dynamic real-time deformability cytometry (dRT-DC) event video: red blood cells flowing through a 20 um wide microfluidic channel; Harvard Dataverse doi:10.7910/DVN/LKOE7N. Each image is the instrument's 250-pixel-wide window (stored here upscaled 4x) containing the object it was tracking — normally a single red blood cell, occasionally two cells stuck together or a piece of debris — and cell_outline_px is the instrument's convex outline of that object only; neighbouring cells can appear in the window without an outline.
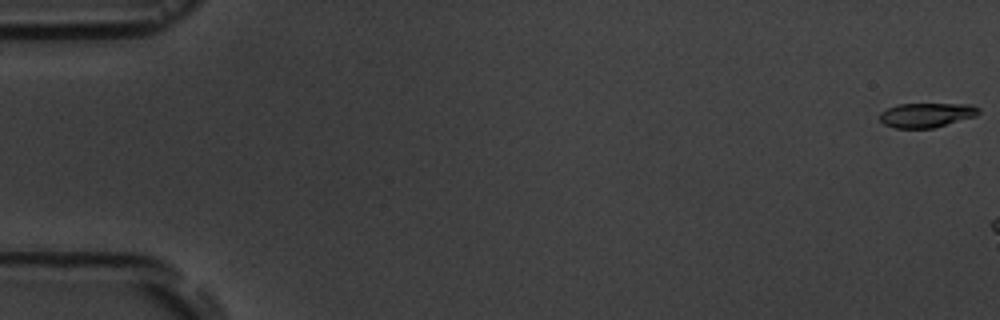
{"species": "common noctule bat (a hibernating species)", "species_latin": "Nyctalus noctula", "temperature_condition": "room temperature", "stored_images_in_passage": 3, "camera_frame_rate_fps": 3000, "um_per_image_px": 0.085, "animal": {"sex": "male", "body_mass_g": 19.5, "forearm_length_mm": 54.6}, "frame": {"image": 1, "passage_image": 1, "time_ms": 0.0, "image_size_px": [1000, 320], "cell_outline_px": [[980, 112], [976, 116], [932, 128], [896, 128], [884, 124], [880, 120], [880, 112], [896, 104], [972, 104], [980, 108]], "centroid_in_image_um": [78.76, 9.77], "position_along_channel_um": 6.2, "area_um2": 14.1}}